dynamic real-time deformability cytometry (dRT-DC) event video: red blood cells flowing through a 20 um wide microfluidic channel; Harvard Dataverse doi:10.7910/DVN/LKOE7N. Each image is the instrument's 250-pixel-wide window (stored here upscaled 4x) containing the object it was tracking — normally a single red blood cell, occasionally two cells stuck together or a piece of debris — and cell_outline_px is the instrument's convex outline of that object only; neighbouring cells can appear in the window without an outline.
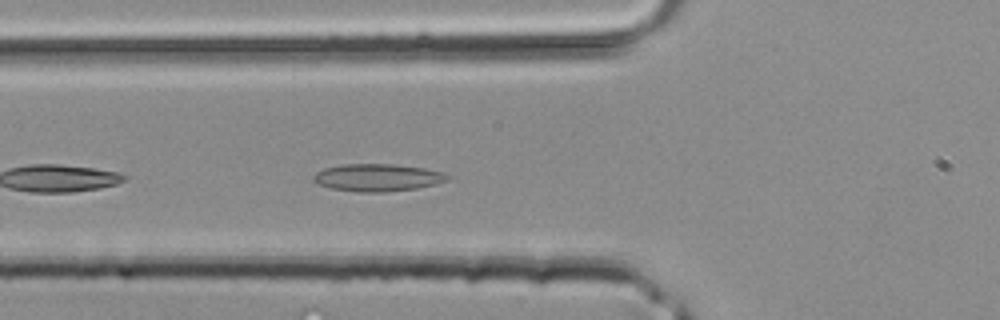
{"species": "common noctule bat (a hibernating species)", "species_latin": "Nyctalus noctula", "temperature_condition": "room temperature", "stored_images_in_passage": 15, "camera_frame_rate_fps": 3000, "um_per_image_px": 0.085, "animal": {"sex": "male", "body_mass_g": 20.4}, "frame": {"image": 1, "passage_image": 9, "time_ms": 2.667, "image_size_px": [1000, 320], "cell_outline_px": [[452, 176], [448, 180], [436, 184], [416, 188], [384, 192], [360, 192], [332, 188], [316, 184], [312, 180], [312, 176], [316, 172], [324, 168], [344, 164], [392, 164], [424, 168], [440, 172]], "centroid_in_image_um": [32.06, 15.09], "position_along_channel_um": 93.7, "area_um2": 21.39}}